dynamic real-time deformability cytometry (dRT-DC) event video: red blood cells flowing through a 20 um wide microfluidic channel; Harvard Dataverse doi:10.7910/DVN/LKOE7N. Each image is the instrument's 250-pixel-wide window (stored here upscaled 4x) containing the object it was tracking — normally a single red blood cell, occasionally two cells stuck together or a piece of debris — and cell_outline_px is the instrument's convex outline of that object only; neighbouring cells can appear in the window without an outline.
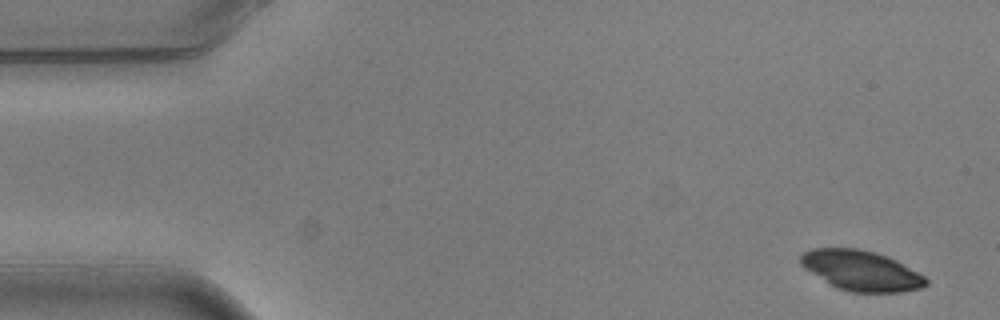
{"species": "common noctule bat (a hibernating species)", "species_latin": "Nyctalus noctula", "temperature_condition": "warm", "stored_images_in_passage": 4, "camera_frame_rate_fps": 3000, "um_per_image_px": 0.085, "animal": {"sex": "male", "body_mass_g": 20.5, "forearm_length_mm": 52.5}, "frame": {"image": 1, "passage_image": 1, "time_ms": 0.0, "image_size_px": [1000, 320], "cell_outline_px": [[928, 284], [920, 288], [900, 292], [852, 292], [836, 288], [804, 268], [800, 264], [800, 256], [804, 252], [812, 248], [856, 248], [872, 252], [896, 260], [924, 276], [928, 280]], "centroid_in_image_um": [73.18, 23.0], "position_along_channel_um": 11.8, "area_um2": 29.02}}